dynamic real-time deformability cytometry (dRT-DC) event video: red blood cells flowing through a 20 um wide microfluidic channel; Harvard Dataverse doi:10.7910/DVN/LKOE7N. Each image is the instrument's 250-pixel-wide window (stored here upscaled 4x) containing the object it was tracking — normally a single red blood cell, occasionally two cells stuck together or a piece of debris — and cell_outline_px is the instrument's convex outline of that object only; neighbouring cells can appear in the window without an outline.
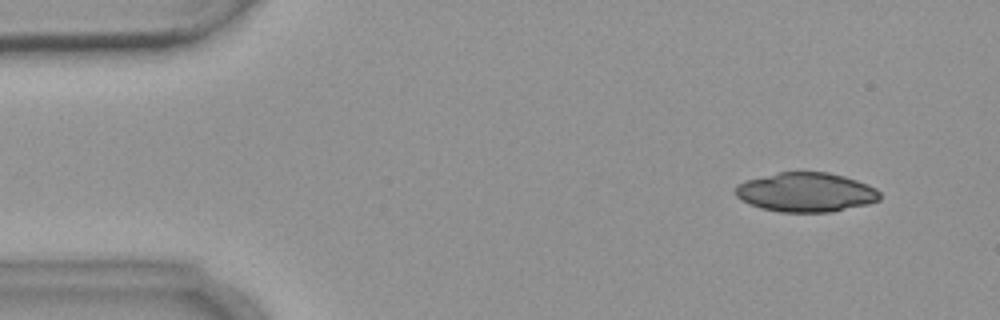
{"species": "common noctule bat (a hibernating species)", "species_latin": "Nyctalus noctula", "temperature_condition": "warm", "stored_images_in_passage": 4, "camera_frame_rate_fps": 3000, "um_per_image_px": 0.085, "animal": {"sex": "female", "body_mass_g": 18.4}, "frame": {"image": 1, "passage_image": 2, "time_ms": 1.333, "image_size_px": [1000, 320], "cell_outline_px": [[880, 200], [868, 204], [832, 212], [780, 212], [760, 208], [748, 204], [740, 200], [732, 192], [736, 184], [744, 180], [780, 172], [828, 172], [844, 176], [868, 184], [876, 188], [880, 192]], "centroid_in_image_um": [68.46, 16.34], "position_along_channel_um": 16.5, "area_um2": 33.52}}